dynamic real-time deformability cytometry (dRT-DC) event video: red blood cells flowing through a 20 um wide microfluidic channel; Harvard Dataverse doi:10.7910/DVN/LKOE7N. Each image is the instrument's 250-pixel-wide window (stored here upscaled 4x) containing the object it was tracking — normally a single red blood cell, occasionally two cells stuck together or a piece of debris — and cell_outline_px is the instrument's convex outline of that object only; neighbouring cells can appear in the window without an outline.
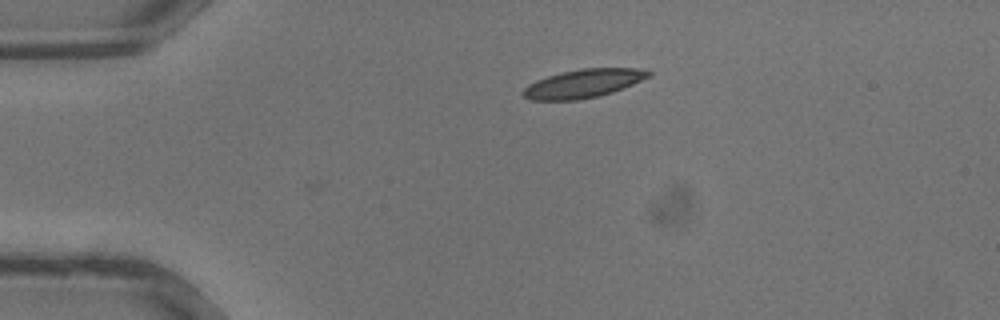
{"species": "common noctule bat (a hibernating species)", "species_latin": "Nyctalus noctula", "temperature_condition": "warm", "stored_images_in_passage": 22, "camera_frame_rate_fps": 3000, "um_per_image_px": 0.085, "animal": {"sex": "male", "body_mass_g": 13.3}, "frame": {"image": 1, "passage_image": 1, "time_ms": 0.0, "image_size_px": [1000, 320], "cell_outline_px": [[652, 72], [648, 76], [632, 84], [612, 92], [600, 96], [576, 100], [532, 100], [524, 96], [520, 92], [528, 84], [536, 80], [548, 76], [580, 68], [648, 68]], "centroid_in_image_um": [49.57, 7.09], "position_along_channel_um": 35.4, "area_um2": 20.75}}
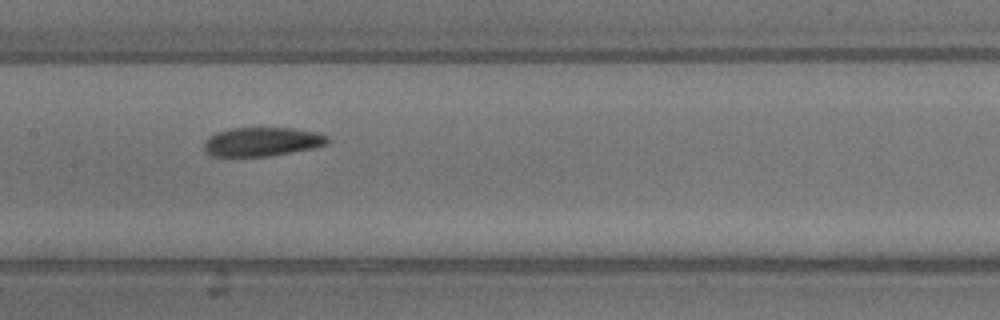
{"frame": {"image": 2, "passage_image": 11, "time_ms": 3.333, "image_size_px": [1000, 320], "cell_outline_px": [[328, 144], [316, 148], [268, 156], [212, 156], [204, 148], [204, 144], [208, 136], [216, 132], [232, 128], [292, 128], [320, 132], [328, 136]], "centroid_in_image_um": [22.32, 12.04], "position_along_channel_um": 185.1, "area_um2": 20.92}}
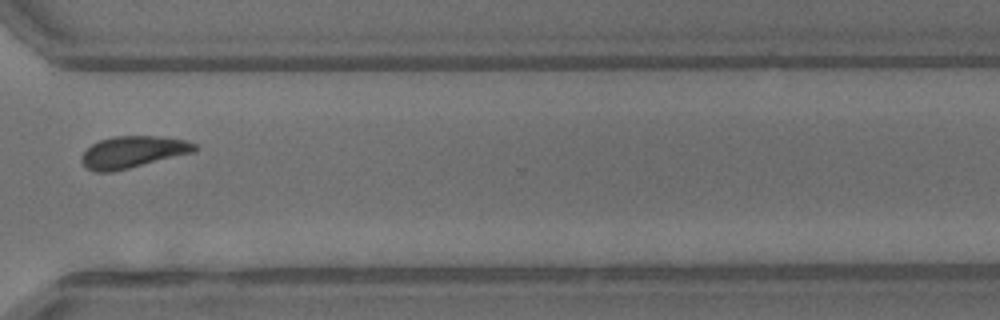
{"frame": {"image": 3, "passage_image": 20, "time_ms": 6.333, "image_size_px": [1000, 320], "cell_outline_px": [[196, 152], [112, 172], [92, 172], [80, 160], [80, 156], [92, 144], [100, 140], [112, 136], [160, 136], [184, 140], [196, 144]], "centroid_in_image_um": [11.29, 12.92], "position_along_channel_um": 359.3, "area_um2": 20.98}}